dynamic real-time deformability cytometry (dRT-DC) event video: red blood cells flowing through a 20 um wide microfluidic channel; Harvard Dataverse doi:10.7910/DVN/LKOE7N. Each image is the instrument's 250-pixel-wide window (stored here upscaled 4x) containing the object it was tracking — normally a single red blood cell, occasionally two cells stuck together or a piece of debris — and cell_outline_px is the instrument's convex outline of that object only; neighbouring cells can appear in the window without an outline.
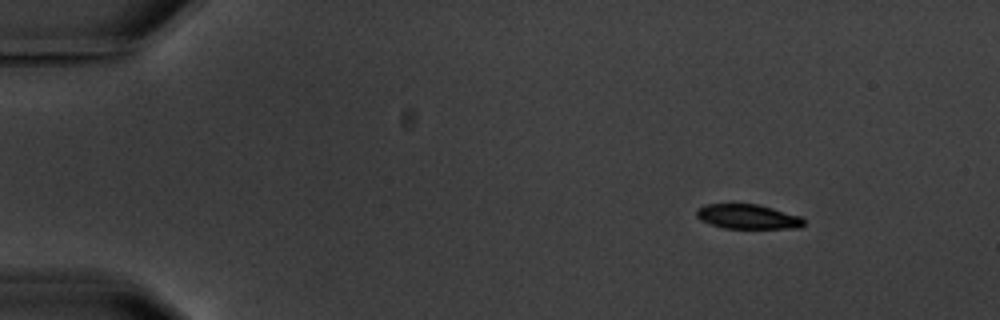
{"species": "common noctule bat (a hibernating species)", "species_latin": "Nyctalus noctula", "temperature_condition": "warm", "stored_images_in_passage": 3, "camera_frame_rate_fps": 3000, "um_per_image_px": 0.085, "animal": {"sex": "male", "body_mass_g": 20.1, "forearm_length_mm": 53.5}, "frame": {"image": 1, "passage_image": 1, "time_ms": 0.0, "image_size_px": [1000, 320], "cell_outline_px": [[804, 224], [800, 228], [724, 228], [700, 220], [696, 216], [696, 208], [704, 204], [756, 204], [772, 208], [800, 216], [804, 220]], "centroid_in_image_um": [63.53, 18.41], "position_along_channel_um": 21.5, "area_um2": 15.32}}
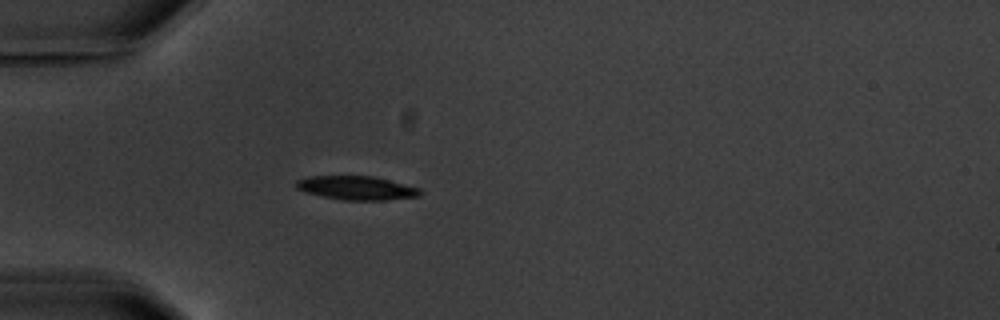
{"frame": {"image": 2, "passage_image": 3, "time_ms": 3.333, "image_size_px": [1000, 320], "cell_outline_px": [[420, 196], [384, 200], [344, 200], [304, 192], [296, 188], [296, 180], [308, 176], [372, 176], [420, 188]], "centroid_in_image_um": [30.28, 15.97], "position_along_channel_um": 54.7, "area_um2": 16.99}}